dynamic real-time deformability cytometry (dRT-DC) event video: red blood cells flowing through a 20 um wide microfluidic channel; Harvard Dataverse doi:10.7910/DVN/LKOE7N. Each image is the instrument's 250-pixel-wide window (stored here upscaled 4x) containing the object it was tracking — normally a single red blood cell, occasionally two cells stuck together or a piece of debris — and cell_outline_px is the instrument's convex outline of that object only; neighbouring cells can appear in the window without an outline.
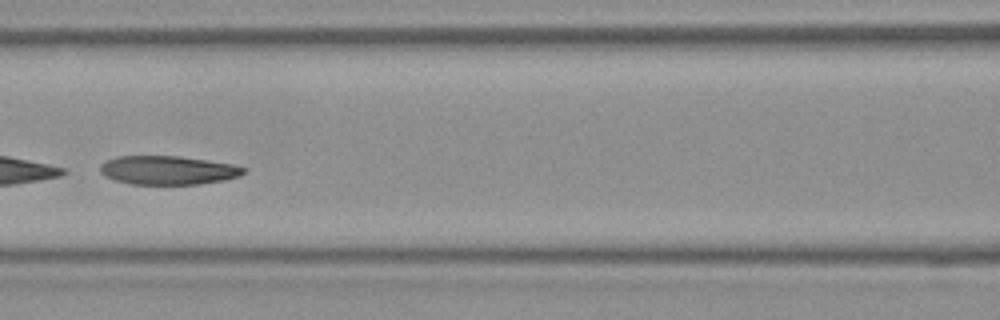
{"species": "Egyptian fruit bat (a non-hibernating species)", "species_latin": "Rousettus aegyptiacus", "temperature_condition": "room temperature", "stored_images_in_passage": 50, "camera_frame_rate_fps": 3000, "um_per_image_px": 0.085, "frame": {"image": 1, "passage_image": 23, "time_ms": 7.333, "image_size_px": [1000, 320], "cell_outline_px": [[248, 172], [240, 176], [224, 180], [200, 184], [128, 184], [104, 176], [100, 172], [100, 164], [104, 160], [116, 156], [180, 156], [208, 160], [232, 164], [248, 168]], "centroid_in_image_um": [14.29, 14.46], "position_along_channel_um": 152.3, "area_um2": 24.39}}
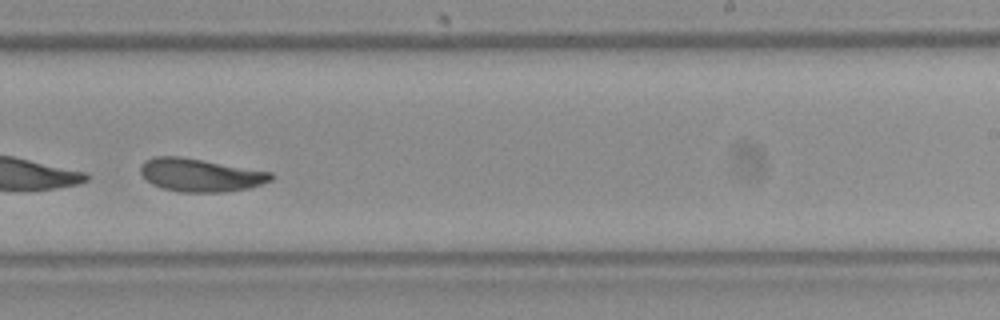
{"frame": {"image": 2, "passage_image": 32, "time_ms": 10.333, "image_size_px": [1000, 320], "cell_outline_px": [[276, 176], [272, 180], [248, 188], [224, 192], [180, 192], [164, 188], [152, 184], [140, 172], [140, 168], [144, 160], [156, 156], [180, 156], [272, 172]], "centroid_in_image_um": [17.04, 14.87], "position_along_channel_um": 272.0, "area_um2": 25.03}}
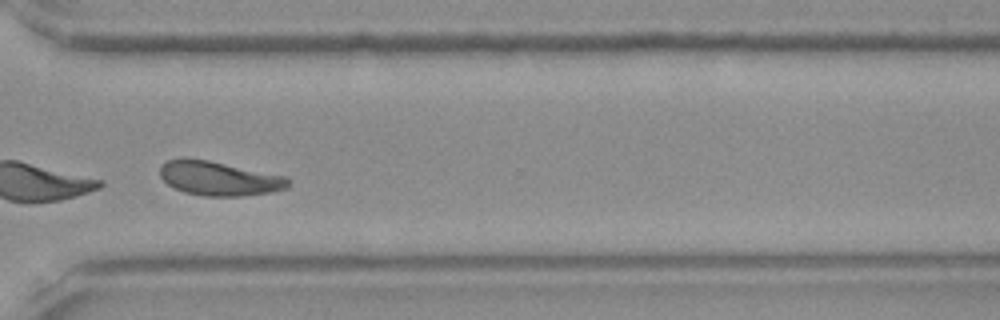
{"frame": {"image": 3, "passage_image": 38, "time_ms": 12.333, "image_size_px": [1000, 320], "cell_outline_px": [[292, 180], [288, 188], [272, 192], [240, 196], [204, 196], [184, 192], [168, 184], [160, 176], [160, 164], [168, 160], [208, 160], [284, 176]], "centroid_in_image_um": [18.66, 15.19], "position_along_channel_um": 351.9, "area_um2": 25.14}}